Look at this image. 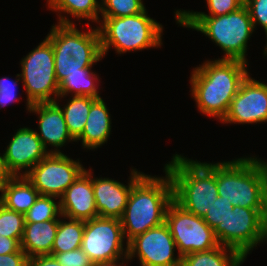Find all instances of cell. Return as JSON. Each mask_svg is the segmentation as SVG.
<instances>
[{"label": "cell", "mask_w": 267, "mask_h": 266, "mask_svg": "<svg viewBox=\"0 0 267 266\" xmlns=\"http://www.w3.org/2000/svg\"><path fill=\"white\" fill-rule=\"evenodd\" d=\"M233 207L234 206L231 202H228L224 200L223 197L218 196L210 209H208L203 219L209 227L214 230L217 225L224 222L230 210H233Z\"/></svg>", "instance_id": "31"}, {"label": "cell", "mask_w": 267, "mask_h": 266, "mask_svg": "<svg viewBox=\"0 0 267 266\" xmlns=\"http://www.w3.org/2000/svg\"><path fill=\"white\" fill-rule=\"evenodd\" d=\"M20 249V244L14 238H8L0 234V255L15 253Z\"/></svg>", "instance_id": "37"}, {"label": "cell", "mask_w": 267, "mask_h": 266, "mask_svg": "<svg viewBox=\"0 0 267 266\" xmlns=\"http://www.w3.org/2000/svg\"><path fill=\"white\" fill-rule=\"evenodd\" d=\"M263 241H267V236H262L261 237V242H263Z\"/></svg>", "instance_id": "41"}, {"label": "cell", "mask_w": 267, "mask_h": 266, "mask_svg": "<svg viewBox=\"0 0 267 266\" xmlns=\"http://www.w3.org/2000/svg\"><path fill=\"white\" fill-rule=\"evenodd\" d=\"M164 169L172 179L174 200L185 210L203 218L219 196L216 163H201L175 154Z\"/></svg>", "instance_id": "5"}, {"label": "cell", "mask_w": 267, "mask_h": 266, "mask_svg": "<svg viewBox=\"0 0 267 266\" xmlns=\"http://www.w3.org/2000/svg\"><path fill=\"white\" fill-rule=\"evenodd\" d=\"M209 9V14L204 12H190L177 10L175 12V18L178 23V16H220L226 15L230 12L236 11L242 7L245 0H206Z\"/></svg>", "instance_id": "30"}, {"label": "cell", "mask_w": 267, "mask_h": 266, "mask_svg": "<svg viewBox=\"0 0 267 266\" xmlns=\"http://www.w3.org/2000/svg\"><path fill=\"white\" fill-rule=\"evenodd\" d=\"M27 266H62L52 255H37L28 258Z\"/></svg>", "instance_id": "36"}, {"label": "cell", "mask_w": 267, "mask_h": 266, "mask_svg": "<svg viewBox=\"0 0 267 266\" xmlns=\"http://www.w3.org/2000/svg\"><path fill=\"white\" fill-rule=\"evenodd\" d=\"M98 78V75L91 72V68H83V73L69 74L59 83V97L74 93L73 96L101 98L94 83Z\"/></svg>", "instance_id": "24"}, {"label": "cell", "mask_w": 267, "mask_h": 266, "mask_svg": "<svg viewBox=\"0 0 267 266\" xmlns=\"http://www.w3.org/2000/svg\"><path fill=\"white\" fill-rule=\"evenodd\" d=\"M91 171L84 170L59 198L62 217L87 221L99 217L95 204Z\"/></svg>", "instance_id": "17"}, {"label": "cell", "mask_w": 267, "mask_h": 266, "mask_svg": "<svg viewBox=\"0 0 267 266\" xmlns=\"http://www.w3.org/2000/svg\"><path fill=\"white\" fill-rule=\"evenodd\" d=\"M180 26L200 31L224 51L223 59L247 62V43L254 32L248 8L220 16H178Z\"/></svg>", "instance_id": "6"}, {"label": "cell", "mask_w": 267, "mask_h": 266, "mask_svg": "<svg viewBox=\"0 0 267 266\" xmlns=\"http://www.w3.org/2000/svg\"><path fill=\"white\" fill-rule=\"evenodd\" d=\"M264 209L234 206L214 234L220 245L235 249L244 259L261 243Z\"/></svg>", "instance_id": "10"}, {"label": "cell", "mask_w": 267, "mask_h": 266, "mask_svg": "<svg viewBox=\"0 0 267 266\" xmlns=\"http://www.w3.org/2000/svg\"><path fill=\"white\" fill-rule=\"evenodd\" d=\"M68 103L61 108L67 128L71 136L76 140L83 132L91 104L97 99L89 96H73Z\"/></svg>", "instance_id": "23"}, {"label": "cell", "mask_w": 267, "mask_h": 266, "mask_svg": "<svg viewBox=\"0 0 267 266\" xmlns=\"http://www.w3.org/2000/svg\"><path fill=\"white\" fill-rule=\"evenodd\" d=\"M111 134V119L107 106L102 98L92 104L82 134L76 139L82 140V146L95 149L107 142Z\"/></svg>", "instance_id": "19"}, {"label": "cell", "mask_w": 267, "mask_h": 266, "mask_svg": "<svg viewBox=\"0 0 267 266\" xmlns=\"http://www.w3.org/2000/svg\"><path fill=\"white\" fill-rule=\"evenodd\" d=\"M54 199H58L54 196L39 195L35 203L24 214L25 223L44 222L49 220H59L57 217H61L60 203H56Z\"/></svg>", "instance_id": "27"}, {"label": "cell", "mask_w": 267, "mask_h": 266, "mask_svg": "<svg viewBox=\"0 0 267 266\" xmlns=\"http://www.w3.org/2000/svg\"><path fill=\"white\" fill-rule=\"evenodd\" d=\"M85 170L82 164L64 153H49L25 177L40 195L60 198Z\"/></svg>", "instance_id": "12"}, {"label": "cell", "mask_w": 267, "mask_h": 266, "mask_svg": "<svg viewBox=\"0 0 267 266\" xmlns=\"http://www.w3.org/2000/svg\"><path fill=\"white\" fill-rule=\"evenodd\" d=\"M28 112L39 115V133L36 132V134L46 150L51 145L55 147L51 153H62L57 148L64 146L67 141H76L68 131L61 106L57 100L32 104Z\"/></svg>", "instance_id": "18"}, {"label": "cell", "mask_w": 267, "mask_h": 266, "mask_svg": "<svg viewBox=\"0 0 267 266\" xmlns=\"http://www.w3.org/2000/svg\"><path fill=\"white\" fill-rule=\"evenodd\" d=\"M59 218V226L52 247V253H63L81 247L84 234V221Z\"/></svg>", "instance_id": "25"}, {"label": "cell", "mask_w": 267, "mask_h": 266, "mask_svg": "<svg viewBox=\"0 0 267 266\" xmlns=\"http://www.w3.org/2000/svg\"><path fill=\"white\" fill-rule=\"evenodd\" d=\"M165 177L144 174L130 191L121 225L128 243L147 230L162 225L174 200L173 183L164 169Z\"/></svg>", "instance_id": "2"}, {"label": "cell", "mask_w": 267, "mask_h": 266, "mask_svg": "<svg viewBox=\"0 0 267 266\" xmlns=\"http://www.w3.org/2000/svg\"><path fill=\"white\" fill-rule=\"evenodd\" d=\"M247 63L218 58L194 68L190 78L191 95L202 114L218 117L220 121L224 119L232 99L249 74Z\"/></svg>", "instance_id": "1"}, {"label": "cell", "mask_w": 267, "mask_h": 266, "mask_svg": "<svg viewBox=\"0 0 267 266\" xmlns=\"http://www.w3.org/2000/svg\"><path fill=\"white\" fill-rule=\"evenodd\" d=\"M39 191L25 176H11L1 196L7 209L25 214L39 197Z\"/></svg>", "instance_id": "21"}, {"label": "cell", "mask_w": 267, "mask_h": 266, "mask_svg": "<svg viewBox=\"0 0 267 266\" xmlns=\"http://www.w3.org/2000/svg\"><path fill=\"white\" fill-rule=\"evenodd\" d=\"M59 220L25 223L20 248L27 257L51 255Z\"/></svg>", "instance_id": "20"}, {"label": "cell", "mask_w": 267, "mask_h": 266, "mask_svg": "<svg viewBox=\"0 0 267 266\" xmlns=\"http://www.w3.org/2000/svg\"><path fill=\"white\" fill-rule=\"evenodd\" d=\"M175 241L168 225L147 230L128 243V259L137 254L141 266H181L182 257H174Z\"/></svg>", "instance_id": "13"}, {"label": "cell", "mask_w": 267, "mask_h": 266, "mask_svg": "<svg viewBox=\"0 0 267 266\" xmlns=\"http://www.w3.org/2000/svg\"><path fill=\"white\" fill-rule=\"evenodd\" d=\"M124 240L120 219L96 217L84 221L81 249L93 263L127 258L128 245L123 248Z\"/></svg>", "instance_id": "11"}, {"label": "cell", "mask_w": 267, "mask_h": 266, "mask_svg": "<svg viewBox=\"0 0 267 266\" xmlns=\"http://www.w3.org/2000/svg\"><path fill=\"white\" fill-rule=\"evenodd\" d=\"M145 9L137 15L102 17L98 28L103 57L111 46L116 53L143 50L162 45L163 27L147 15ZM149 16V17H148Z\"/></svg>", "instance_id": "7"}, {"label": "cell", "mask_w": 267, "mask_h": 266, "mask_svg": "<svg viewBox=\"0 0 267 266\" xmlns=\"http://www.w3.org/2000/svg\"><path fill=\"white\" fill-rule=\"evenodd\" d=\"M128 185L109 178H93L92 185L98 216L121 219L124 214L132 186L144 175L136 169L130 173Z\"/></svg>", "instance_id": "16"}, {"label": "cell", "mask_w": 267, "mask_h": 266, "mask_svg": "<svg viewBox=\"0 0 267 266\" xmlns=\"http://www.w3.org/2000/svg\"><path fill=\"white\" fill-rule=\"evenodd\" d=\"M51 255L54 256L62 266H93V262L81 247L63 253H52Z\"/></svg>", "instance_id": "32"}, {"label": "cell", "mask_w": 267, "mask_h": 266, "mask_svg": "<svg viewBox=\"0 0 267 266\" xmlns=\"http://www.w3.org/2000/svg\"><path fill=\"white\" fill-rule=\"evenodd\" d=\"M221 122L231 124L267 122V83L257 81L248 74Z\"/></svg>", "instance_id": "14"}, {"label": "cell", "mask_w": 267, "mask_h": 266, "mask_svg": "<svg viewBox=\"0 0 267 266\" xmlns=\"http://www.w3.org/2000/svg\"><path fill=\"white\" fill-rule=\"evenodd\" d=\"M21 68L20 76L27 93V110H30L32 104L57 100L59 83L54 69V51L46 37L22 59Z\"/></svg>", "instance_id": "8"}, {"label": "cell", "mask_w": 267, "mask_h": 266, "mask_svg": "<svg viewBox=\"0 0 267 266\" xmlns=\"http://www.w3.org/2000/svg\"><path fill=\"white\" fill-rule=\"evenodd\" d=\"M6 148L1 158L11 176H25L52 151H47L36 131L28 127L18 129ZM22 169L25 172L21 173Z\"/></svg>", "instance_id": "15"}, {"label": "cell", "mask_w": 267, "mask_h": 266, "mask_svg": "<svg viewBox=\"0 0 267 266\" xmlns=\"http://www.w3.org/2000/svg\"><path fill=\"white\" fill-rule=\"evenodd\" d=\"M262 236H267V205L262 213Z\"/></svg>", "instance_id": "40"}, {"label": "cell", "mask_w": 267, "mask_h": 266, "mask_svg": "<svg viewBox=\"0 0 267 266\" xmlns=\"http://www.w3.org/2000/svg\"><path fill=\"white\" fill-rule=\"evenodd\" d=\"M218 195L233 206L264 209L267 205V165L257 157L216 163Z\"/></svg>", "instance_id": "3"}, {"label": "cell", "mask_w": 267, "mask_h": 266, "mask_svg": "<svg viewBox=\"0 0 267 266\" xmlns=\"http://www.w3.org/2000/svg\"><path fill=\"white\" fill-rule=\"evenodd\" d=\"M121 259L115 260V261H110V262H96L93 263V266H123L125 263L124 260L129 261L128 257L127 258H122V263L120 261Z\"/></svg>", "instance_id": "39"}, {"label": "cell", "mask_w": 267, "mask_h": 266, "mask_svg": "<svg viewBox=\"0 0 267 266\" xmlns=\"http://www.w3.org/2000/svg\"><path fill=\"white\" fill-rule=\"evenodd\" d=\"M165 223L180 257L193 252L209 251L220 245L214 230L204 219L185 210L175 200L167 209Z\"/></svg>", "instance_id": "9"}, {"label": "cell", "mask_w": 267, "mask_h": 266, "mask_svg": "<svg viewBox=\"0 0 267 266\" xmlns=\"http://www.w3.org/2000/svg\"><path fill=\"white\" fill-rule=\"evenodd\" d=\"M244 260L235 249L219 245L209 251L183 256L181 266H240Z\"/></svg>", "instance_id": "22"}, {"label": "cell", "mask_w": 267, "mask_h": 266, "mask_svg": "<svg viewBox=\"0 0 267 266\" xmlns=\"http://www.w3.org/2000/svg\"><path fill=\"white\" fill-rule=\"evenodd\" d=\"M263 52H264V55L267 56V45H266V47H265Z\"/></svg>", "instance_id": "42"}, {"label": "cell", "mask_w": 267, "mask_h": 266, "mask_svg": "<svg viewBox=\"0 0 267 266\" xmlns=\"http://www.w3.org/2000/svg\"><path fill=\"white\" fill-rule=\"evenodd\" d=\"M71 20L59 14L58 25L51 28L46 38L54 51V69L58 83L67 75L83 73L103 58L98 28L79 31Z\"/></svg>", "instance_id": "4"}, {"label": "cell", "mask_w": 267, "mask_h": 266, "mask_svg": "<svg viewBox=\"0 0 267 266\" xmlns=\"http://www.w3.org/2000/svg\"><path fill=\"white\" fill-rule=\"evenodd\" d=\"M102 17H126L142 13L146 8L142 0H101Z\"/></svg>", "instance_id": "29"}, {"label": "cell", "mask_w": 267, "mask_h": 266, "mask_svg": "<svg viewBox=\"0 0 267 266\" xmlns=\"http://www.w3.org/2000/svg\"><path fill=\"white\" fill-rule=\"evenodd\" d=\"M16 77H18L17 81H11L7 77L0 78V108H4V106L17 99L15 90L17 89L18 81H21V76L17 74Z\"/></svg>", "instance_id": "34"}, {"label": "cell", "mask_w": 267, "mask_h": 266, "mask_svg": "<svg viewBox=\"0 0 267 266\" xmlns=\"http://www.w3.org/2000/svg\"><path fill=\"white\" fill-rule=\"evenodd\" d=\"M244 4L248 8L254 29L260 24L267 37V0H245Z\"/></svg>", "instance_id": "33"}, {"label": "cell", "mask_w": 267, "mask_h": 266, "mask_svg": "<svg viewBox=\"0 0 267 266\" xmlns=\"http://www.w3.org/2000/svg\"><path fill=\"white\" fill-rule=\"evenodd\" d=\"M28 257L20 248L15 253L0 255V266H27Z\"/></svg>", "instance_id": "35"}, {"label": "cell", "mask_w": 267, "mask_h": 266, "mask_svg": "<svg viewBox=\"0 0 267 266\" xmlns=\"http://www.w3.org/2000/svg\"><path fill=\"white\" fill-rule=\"evenodd\" d=\"M11 177V175L8 173L6 167L4 166V163L2 161L1 158V154H0V191H1V195L3 193V189L5 188L7 181L9 180V178Z\"/></svg>", "instance_id": "38"}, {"label": "cell", "mask_w": 267, "mask_h": 266, "mask_svg": "<svg viewBox=\"0 0 267 266\" xmlns=\"http://www.w3.org/2000/svg\"><path fill=\"white\" fill-rule=\"evenodd\" d=\"M50 10L67 13L77 19H88L99 23L101 3L97 0H47Z\"/></svg>", "instance_id": "26"}, {"label": "cell", "mask_w": 267, "mask_h": 266, "mask_svg": "<svg viewBox=\"0 0 267 266\" xmlns=\"http://www.w3.org/2000/svg\"><path fill=\"white\" fill-rule=\"evenodd\" d=\"M25 227V215L0 204V234L21 243Z\"/></svg>", "instance_id": "28"}]
</instances>
